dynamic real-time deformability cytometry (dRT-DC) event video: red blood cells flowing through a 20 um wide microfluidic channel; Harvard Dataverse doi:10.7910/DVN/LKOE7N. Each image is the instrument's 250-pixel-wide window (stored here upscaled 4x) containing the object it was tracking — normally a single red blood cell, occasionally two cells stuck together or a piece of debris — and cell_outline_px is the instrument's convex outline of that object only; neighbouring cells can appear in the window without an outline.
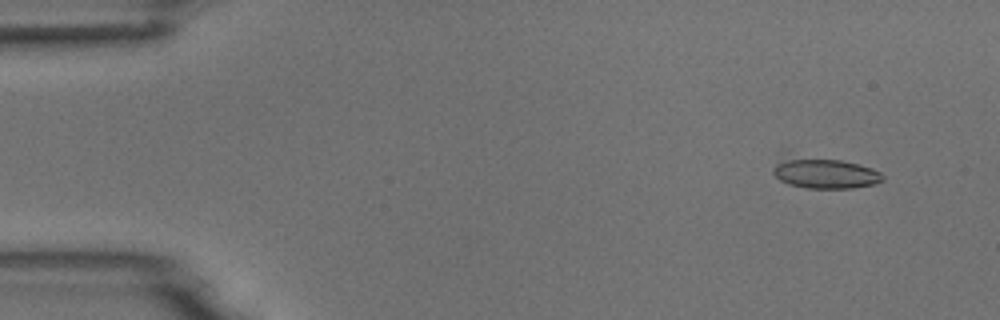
{"species": "common noctule bat (a hibernating species)", "species_latin": "Nyctalus noctula", "temperature_condition": "room temperature", "stored_images_in_passage": 54, "camera_frame_rate_fps": 3000, "um_per_image_px": 0.085, "animal": {"sex": "male", "body_mass_g": 18.8}, "frame": {"image": 1, "passage_image": 4, "time_ms": 1.0, "image_size_px": [1000, 320], "cell_outline_px": [[884, 180], [876, 184], [852, 188], [808, 188], [788, 184], [780, 180], [772, 172], [772, 168], [780, 152], [840, 160], [872, 168], [880, 172], [884, 176]], "centroid_in_image_um": [69.97, 14.66], "position_along_channel_um": 15.0, "area_um2": 20.46}}
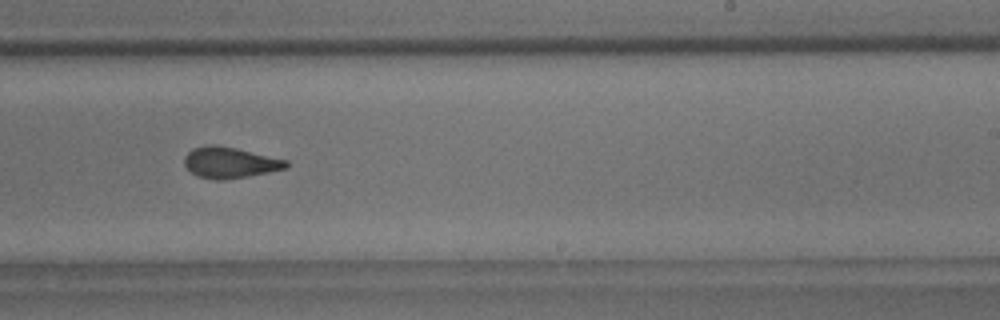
{"frame": {"image": 2, "passage_image": 33, "time_ms": 10.667, "image_size_px": [1000, 320], "cell_outline_px": [[288, 168], [248, 176], [224, 180], [216, 180], [196, 176], [184, 164], [184, 156], [192, 148], [208, 144], [216, 144], [236, 148], [288, 160]], "centroid_in_image_um": [19.53, 13.81], "position_along_channel_um": 269.5, "area_um2": 18.5}}
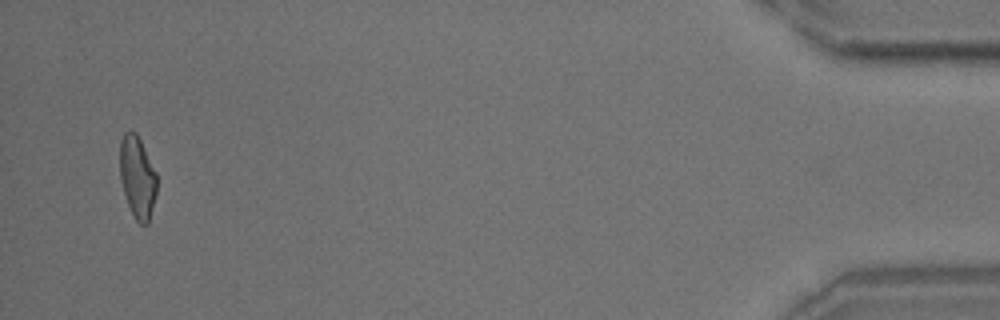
{"frame": {"image": 3, "passage_image": 52, "time_ms": 17.0, "image_size_px": [1000, 320], "cell_outline_px": [[156, 192], [148, 224], [140, 224], [136, 220], [128, 204], [120, 180], [120, 140], [124, 132], [132, 128], [136, 132], [156, 172]], "centroid_in_image_um": [11.66, 15.01], "position_along_channel_um": 423.5, "area_um2": 17.57}, "authors_computed_cell_mechanics": {"area_um2": 18.6405, "velocity_mm_per_s": 3.7362, "shape_relaxation_time_tau1_ms": 7.5764, "shape_relaxation_time_tau2_ms": 1.6583, "deformation_change_tau1": 0.1854, "deformation_change_tau2": 0.0943}}